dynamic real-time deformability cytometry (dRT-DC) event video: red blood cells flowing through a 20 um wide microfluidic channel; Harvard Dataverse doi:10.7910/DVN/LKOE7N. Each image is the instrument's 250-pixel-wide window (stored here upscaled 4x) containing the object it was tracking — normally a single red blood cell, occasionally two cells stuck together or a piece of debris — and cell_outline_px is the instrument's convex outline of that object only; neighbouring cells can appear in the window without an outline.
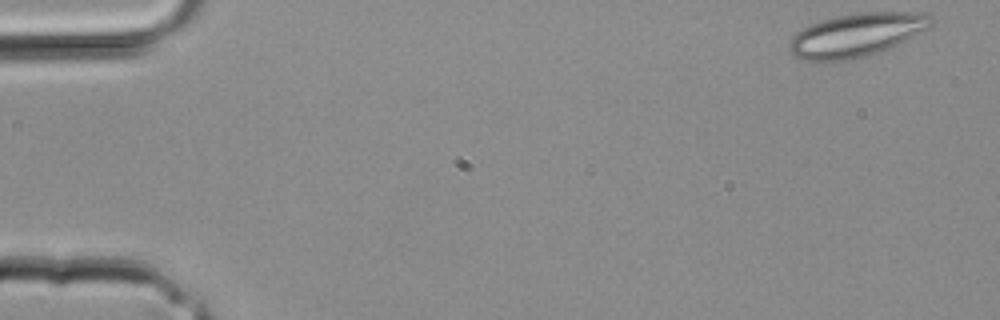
{"species": "common noctule bat (a hibernating species)", "species_latin": "Nyctalus noctula", "temperature_condition": "room temperature", "stored_images_in_passage": 31, "camera_frame_rate_fps": 3000, "um_per_image_px": 0.085, "animal": {"sex": "male", "body_mass_g": 20.4}, "frame": {"image": 1, "passage_image": 1, "time_ms": 0.0, "image_size_px": [1000, 320], "cell_outline_px": [[932, 24], [928, 28], [888, 48], [868, 56], [852, 60], [808, 60], [792, 56], [788, 52], [788, 44], [792, 36], [796, 32], [820, 20], [836, 16], [860, 12], [928, 12], [932, 16]], "centroid_in_image_um": [72.78, 2.96], "position_along_channel_um": 12.2, "area_um2": 35.84}}
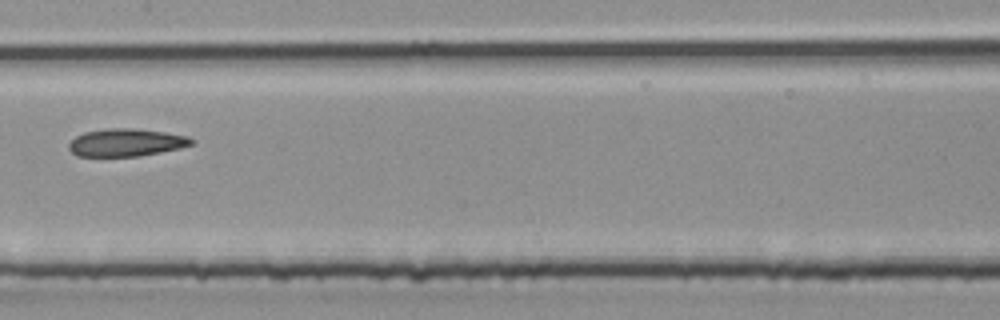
{"frame": {"image": 2, "passage_image": 17, "time_ms": 5.333, "image_size_px": [1000, 320], "cell_outline_px": [[196, 140], [192, 144], [180, 148], [140, 156], [76, 156], [68, 148], [68, 144], [76, 136], [84, 132], [108, 128], [136, 128], [164, 132], [188, 136]], "centroid_in_image_um": [10.73, 12.11], "position_along_channel_um": 196.7, "area_um2": 19.83}}
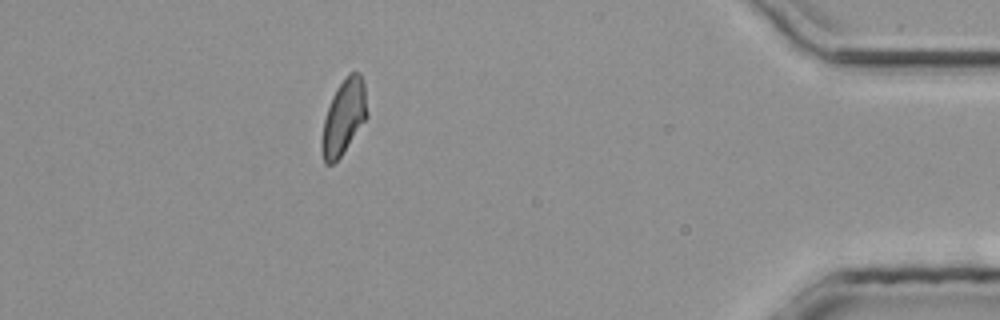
{"frame": {"image": 3, "passage_image": 30, "time_ms": 9.667, "image_size_px": [1000, 320], "cell_outline_px": [[368, 116], [340, 156], [332, 164], [324, 164], [320, 148], [320, 144], [324, 120], [332, 96], [336, 88], [348, 72], [360, 72], [364, 84], [368, 112]], "centroid_in_image_um": [29.21, 9.93], "position_along_channel_um": 406.0, "area_um2": 19.77}}